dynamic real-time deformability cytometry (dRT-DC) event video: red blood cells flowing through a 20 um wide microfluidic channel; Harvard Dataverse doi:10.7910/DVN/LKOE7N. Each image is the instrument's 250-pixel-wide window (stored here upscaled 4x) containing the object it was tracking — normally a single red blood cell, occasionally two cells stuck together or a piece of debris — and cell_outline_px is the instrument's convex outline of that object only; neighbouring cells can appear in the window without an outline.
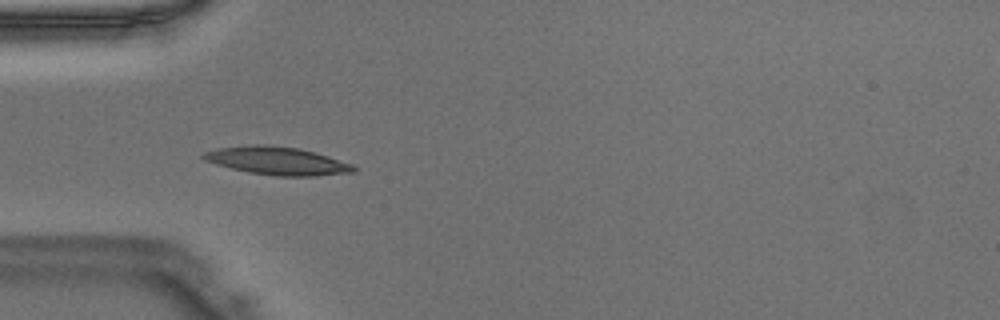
{"species": "Egyptian fruit bat (a non-hibernating species)", "species_latin": "Rousettus aegyptiacus", "temperature_condition": "warm", "stored_images_in_passage": 33, "camera_frame_rate_fps": 3000, "um_per_image_px": 0.085, "animal": {"sex": "male"}, "frame": {"image": 1, "passage_image": 1, "time_ms": 0.0, "image_size_px": [1000, 320], "cell_outline_px": [[356, 172], [316, 176], [276, 176], [248, 172], [216, 164], [204, 160], [200, 156], [204, 152], [216, 148], [252, 144], [260, 144], [300, 148], [316, 152], [352, 164], [356, 168]], "centroid_in_image_um": [23.56, 13.66], "position_along_channel_um": 61.4, "area_um2": 24.62}}
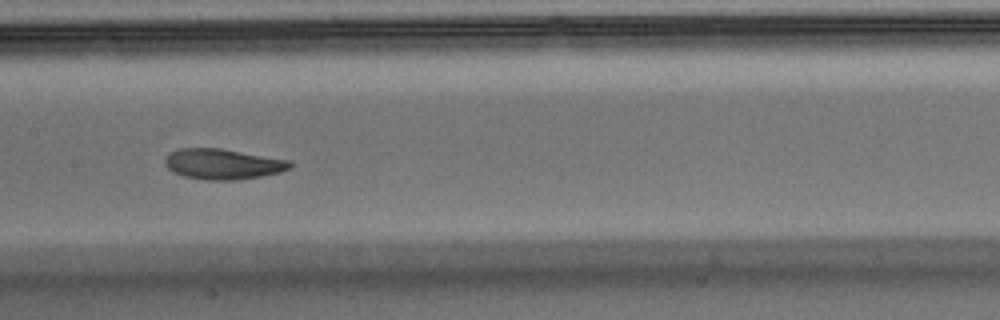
{"frame": {"image": 2, "passage_image": 10, "time_ms": 3.0, "image_size_px": [1000, 320], "cell_outline_px": [[292, 168], [280, 172], [260, 176], [236, 180], [204, 180], [184, 176], [172, 172], [164, 164], [164, 160], [176, 148], [220, 148], [292, 160]], "centroid_in_image_um": [18.96, 13.94], "position_along_channel_um": 188.4, "area_um2": 22.37}}
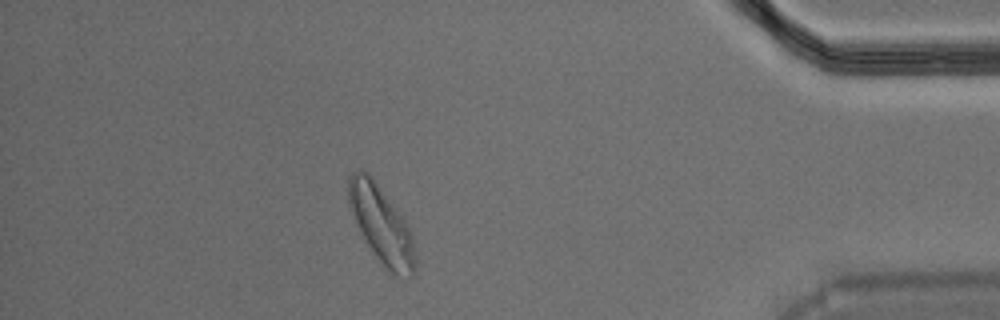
{"frame": {"image": 3, "passage_image": 28, "time_ms": 9.0, "image_size_px": [1000, 320], "cell_outline_px": [[416, 272], [412, 276], [396, 276], [376, 260], [360, 232], [348, 208], [348, 176], [352, 172], [368, 172], [404, 220], [412, 236], [416, 256]], "centroid_in_image_um": [32.4, 19.16], "position_along_channel_um": 402.8, "area_um2": 29.88}}